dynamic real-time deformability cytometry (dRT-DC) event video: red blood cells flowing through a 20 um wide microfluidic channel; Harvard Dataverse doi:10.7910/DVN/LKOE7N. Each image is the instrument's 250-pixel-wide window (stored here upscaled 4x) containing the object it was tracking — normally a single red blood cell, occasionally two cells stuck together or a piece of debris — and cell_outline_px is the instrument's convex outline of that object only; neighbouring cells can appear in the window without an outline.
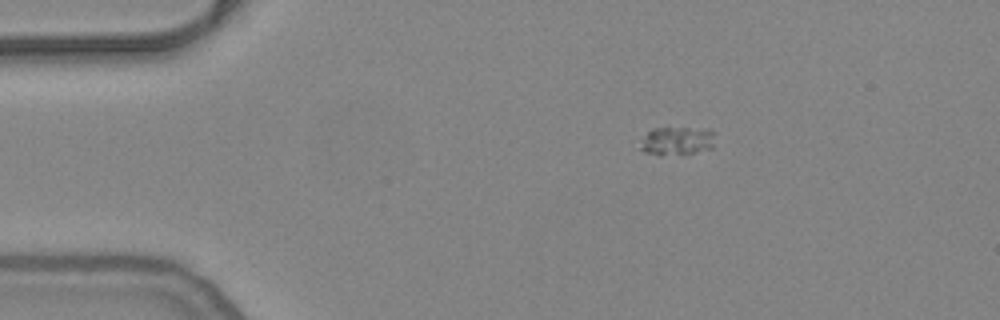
{"species": "common noctule bat (a hibernating species)", "species_latin": "Nyctalus noctula", "temperature_condition": "warm", "stored_images_in_passage": 45, "camera_frame_rate_fps": 3000, "um_per_image_px": 0.085, "animal": {"sex": "female", "body_mass_g": 24.6, "forearm_length_mm": 56.2}, "frame": {"image": 1, "passage_image": 1, "time_ms": 0.0, "image_size_px": [1000, 320], "cell_outline_px": [[716, 132], [712, 148], [692, 152], [660, 156], [644, 152], [640, 148], [648, 132], [652, 128], [688, 128]], "centroid_in_image_um": [57.54, 11.99], "position_along_channel_um": 27.5, "area_um2": 12.02}}
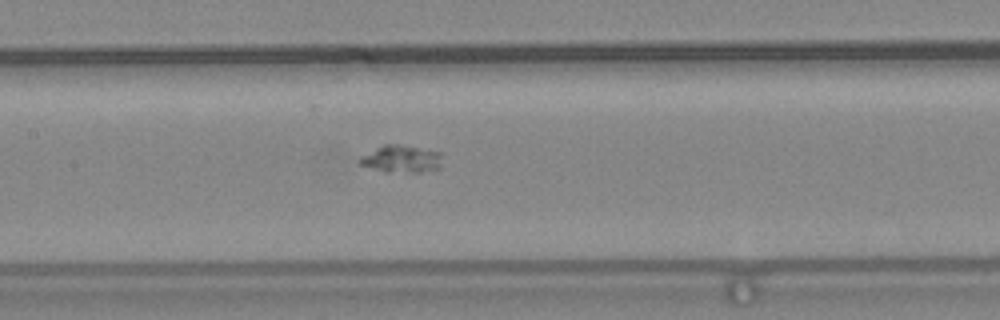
{"frame": {"image": 2, "passage_image": 17, "time_ms": 5.333, "image_size_px": [1000, 320], "cell_outline_px": [[440, 168], [420, 172], [384, 172], [360, 164], [356, 160], [360, 156], [384, 144], [396, 144], [440, 152]], "centroid_in_image_um": [34.06, 13.52], "position_along_channel_um": 173.3, "area_um2": 13.01}}
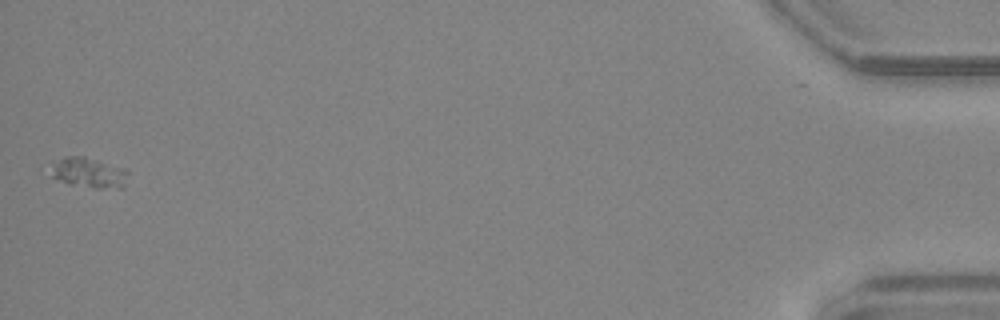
{"frame": {"image": 3, "passage_image": 45, "time_ms": 14.667, "image_size_px": [1000, 320], "cell_outline_px": [[128, 172], [124, 184], [120, 188], [96, 188], [68, 184], [52, 176], [52, 164], [64, 156], [84, 156], [120, 168]], "centroid_in_image_um": [7.51, 14.68], "position_along_channel_um": 427.7, "area_um2": 13.18}}